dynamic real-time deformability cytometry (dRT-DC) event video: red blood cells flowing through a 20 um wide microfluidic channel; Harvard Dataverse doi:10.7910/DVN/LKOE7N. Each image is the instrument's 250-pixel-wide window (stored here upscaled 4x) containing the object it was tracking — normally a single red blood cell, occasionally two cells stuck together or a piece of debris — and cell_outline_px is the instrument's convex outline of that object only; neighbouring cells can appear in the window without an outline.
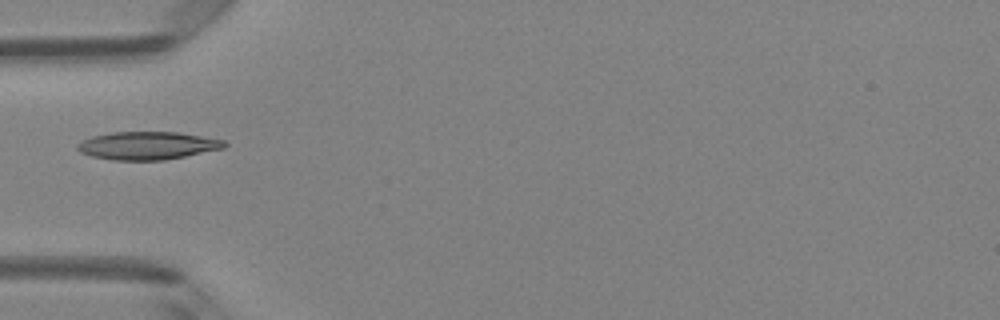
{"species": "Egyptian fruit bat (a non-hibernating species)", "species_latin": "Rousettus aegyptiacus", "temperature_condition": "room temperature", "stored_images_in_passage": 1, "camera_frame_rate_fps": 3000, "um_per_image_px": 0.085, "animal": {"sex": "female"}, "frame": {"image": 1, "passage_image": 1, "time_ms": 0.0, "image_size_px": [1000, 320], "cell_outline_px": [[228, 144], [224, 148], [164, 160], [112, 160], [92, 156], [80, 152], [76, 148], [76, 144], [92, 136], [112, 132], [176, 132], [224, 140]], "centroid_in_image_um": [12.51, 12.37], "position_along_channel_um": 72.5, "area_um2": 23.76}}